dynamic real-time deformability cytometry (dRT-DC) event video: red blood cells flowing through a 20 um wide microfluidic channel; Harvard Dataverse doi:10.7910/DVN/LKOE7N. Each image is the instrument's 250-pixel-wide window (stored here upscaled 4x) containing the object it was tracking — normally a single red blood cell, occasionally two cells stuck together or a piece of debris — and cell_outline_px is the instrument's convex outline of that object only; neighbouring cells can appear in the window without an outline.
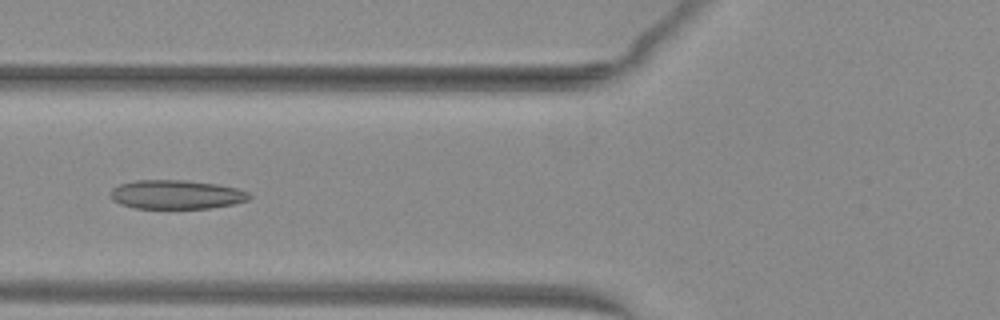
{"species": "common noctule bat (a hibernating species)", "species_latin": "Nyctalus noctula", "temperature_condition": "warm", "stored_images_in_passage": 11, "camera_frame_rate_fps": 3000, "um_per_image_px": 0.085, "animal": {"sex": "female", "body_mass_g": 29.2, "forearm_length_mm": 56.3}, "frame": {"image": 1, "passage_image": 6, "time_ms": 1.667, "image_size_px": [1000, 320], "cell_outline_px": [[252, 196], [248, 200], [232, 204], [212, 208], [136, 208], [120, 204], [112, 200], [112, 188], [120, 184], [136, 180], [184, 180], [216, 184], [236, 188], [248, 192]], "centroid_in_image_um": [14.99, 16.53], "position_along_channel_um": 110.8, "area_um2": 23.29}}
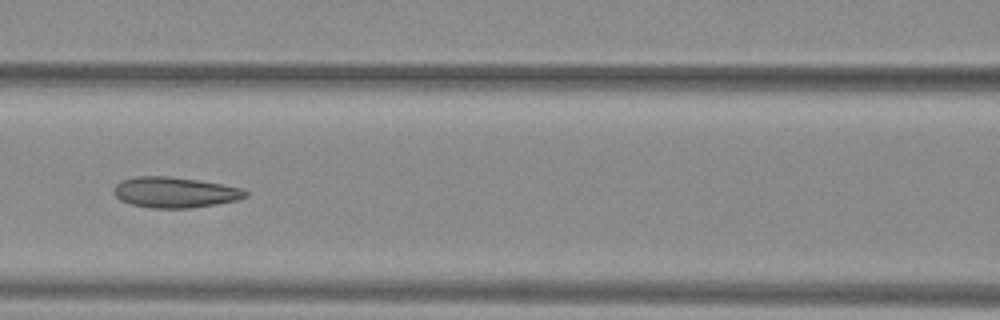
{"frame": {"image": 2, "passage_image": 9, "time_ms": 2.667, "image_size_px": [1000, 320], "cell_outline_px": [[248, 196], [236, 200], [216, 204], [188, 208], [152, 208], [132, 204], [120, 200], [112, 192], [112, 188], [120, 180], [136, 176], [168, 176], [196, 180], [220, 184], [240, 188], [248, 192]], "centroid_in_image_um": [14.8, 16.34], "position_along_channel_um": 151.8, "area_um2": 23.41}}